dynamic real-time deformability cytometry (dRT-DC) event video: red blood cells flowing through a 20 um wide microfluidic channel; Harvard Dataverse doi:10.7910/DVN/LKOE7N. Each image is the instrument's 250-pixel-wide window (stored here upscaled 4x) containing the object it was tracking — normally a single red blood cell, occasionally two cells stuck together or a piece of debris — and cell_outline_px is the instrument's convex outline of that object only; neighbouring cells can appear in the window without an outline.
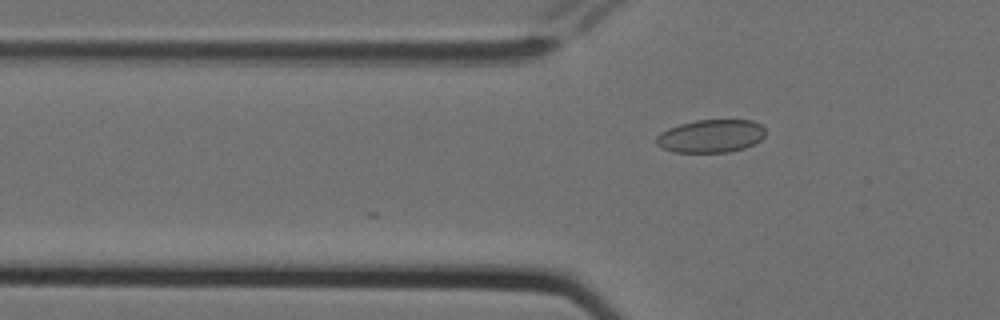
{"species": "Egyptian fruit bat (a non-hibernating species)", "species_latin": "Rousettus aegyptiacus", "temperature_condition": "cold", "stored_images_in_passage": 2, "camera_frame_rate_fps": 3000, "um_per_image_px": 0.085, "animal": {"sex": "female"}, "frame": {"image": 1, "passage_image": 2, "time_ms": 0.333, "image_size_px": [1000, 320], "cell_outline_px": [[764, 136], [760, 140], [744, 148], [728, 152], [672, 152], [660, 148], [656, 144], [656, 136], [660, 132], [668, 128], [680, 124], [696, 120], [752, 120], [760, 124], [764, 128]], "centroid_in_image_um": [60.38, 11.57], "position_along_channel_um": 65.4, "area_um2": 21.04}}